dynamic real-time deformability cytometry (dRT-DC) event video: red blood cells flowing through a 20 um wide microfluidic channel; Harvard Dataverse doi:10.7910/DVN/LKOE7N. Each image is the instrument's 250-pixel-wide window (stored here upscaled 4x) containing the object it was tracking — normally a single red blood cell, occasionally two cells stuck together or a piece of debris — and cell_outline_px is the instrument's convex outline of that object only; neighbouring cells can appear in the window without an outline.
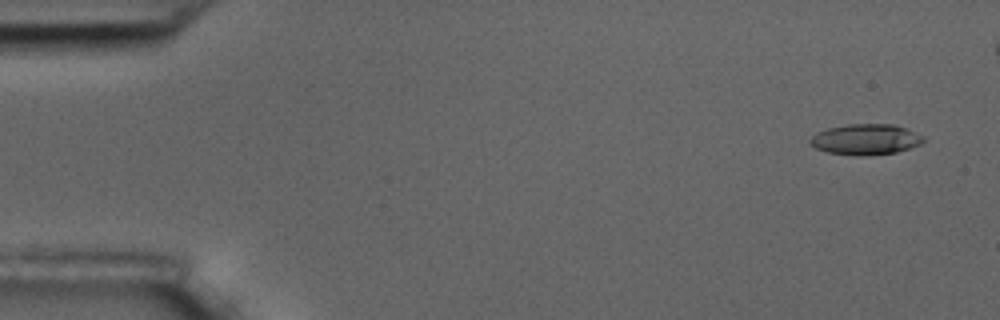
{"species": "common noctule bat (a hibernating species)", "species_latin": "Nyctalus noctula", "temperature_condition": "room temperature", "stored_images_in_passage": 6, "camera_frame_rate_fps": 3000, "um_per_image_px": 0.085, "animal": {"sex": "male", "body_mass_g": 17.5, "forearm_length_mm": 52.3}, "frame": {"image": 1, "passage_image": 1, "time_ms": 0.0, "image_size_px": [1000, 320], "cell_outline_px": [[924, 140], [920, 144], [896, 152], [860, 156], [856, 156], [828, 152], [816, 148], [808, 140], [816, 132], [828, 128], [848, 124], [892, 124], [908, 128], [924, 136]], "centroid_in_image_um": [73.58, 11.84], "position_along_channel_um": 11.4, "area_um2": 20.23}}